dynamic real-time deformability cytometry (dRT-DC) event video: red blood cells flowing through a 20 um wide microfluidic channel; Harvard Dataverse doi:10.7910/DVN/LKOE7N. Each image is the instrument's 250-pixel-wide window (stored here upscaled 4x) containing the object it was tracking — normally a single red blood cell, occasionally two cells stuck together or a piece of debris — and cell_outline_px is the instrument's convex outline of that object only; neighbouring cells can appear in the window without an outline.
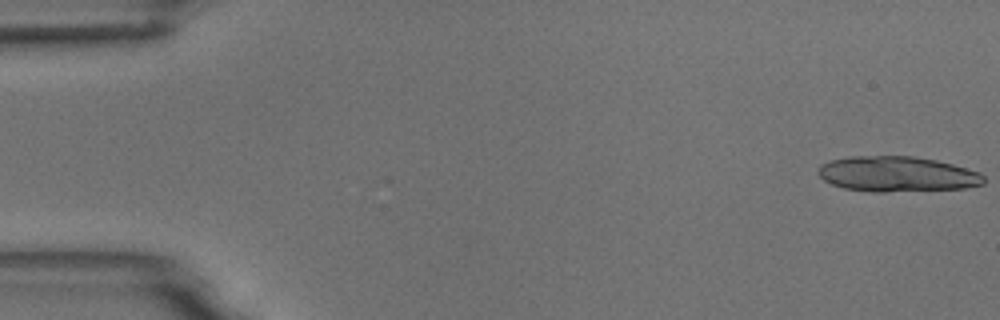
{"species": "common noctule bat (a hibernating species)", "species_latin": "Nyctalus noctula", "temperature_condition": "room temperature", "stored_images_in_passage": 6, "camera_frame_rate_fps": 3000, "um_per_image_px": 0.085, "animal": {"sex": "male", "body_mass_g": 18.8}, "frame": {"image": 1, "passage_image": 1, "time_ms": 0.0, "image_size_px": [1000, 320], "cell_outline_px": [[984, 184], [964, 188], [884, 192], [872, 192], [844, 188], [832, 184], [824, 180], [816, 172], [816, 168], [820, 164], [832, 160], [848, 156], [912, 156], [936, 160], [952, 164], [980, 172], [984, 176]], "centroid_in_image_um": [76.22, 14.79], "position_along_channel_um": 8.8, "area_um2": 34.22}}
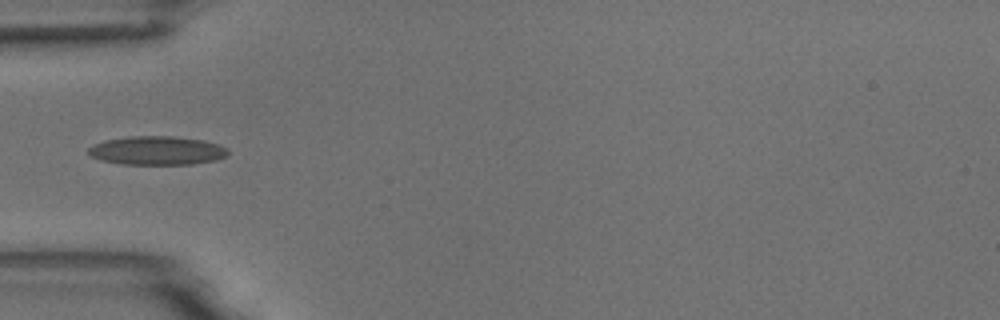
{"frame": {"image": 2, "passage_image": 6, "time_ms": 5.667, "image_size_px": [1000, 320], "cell_outline_px": [[228, 156], [216, 160], [192, 164], [124, 164], [100, 160], [92, 156], [88, 152], [88, 148], [92, 144], [104, 140], [128, 136], [172, 136], [204, 140], [220, 144], [228, 148]], "centroid_in_image_um": [13.37, 12.79], "position_along_channel_um": 71.6, "area_um2": 23.58}}